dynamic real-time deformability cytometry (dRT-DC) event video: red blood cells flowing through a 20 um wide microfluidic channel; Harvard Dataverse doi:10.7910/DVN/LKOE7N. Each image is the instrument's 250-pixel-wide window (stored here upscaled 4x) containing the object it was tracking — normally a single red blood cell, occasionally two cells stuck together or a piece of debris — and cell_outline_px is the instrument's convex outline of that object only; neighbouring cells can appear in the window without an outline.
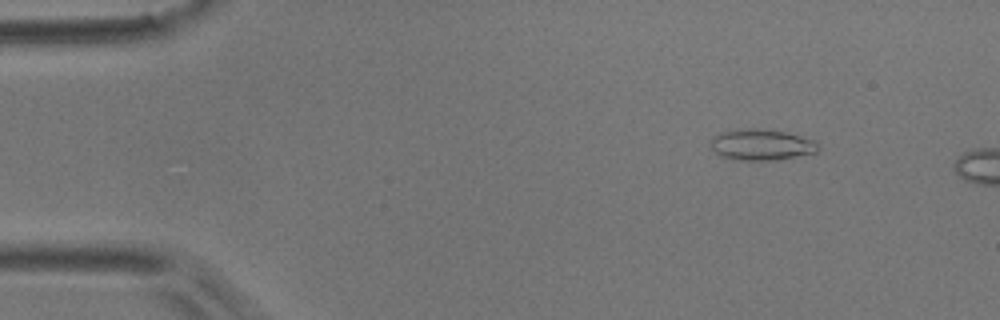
{"species": "common noctule bat (a hibernating species)", "species_latin": "Nyctalus noctula", "temperature_condition": "room temperature", "stored_images_in_passage": 5, "camera_frame_rate_fps": 3000, "um_per_image_px": 0.085, "animal": {"sex": "male", "body_mass_g": 17.9}, "frame": {"image": 1, "passage_image": 1, "time_ms": 0.0, "image_size_px": [1000, 320], "cell_outline_px": [[820, 148], [816, 152], [776, 160], [732, 160], [720, 156], [708, 144], [712, 136], [720, 132], [736, 128], [756, 128], [784, 132], [816, 140], [820, 144]], "centroid_in_image_um": [64.67, 12.29], "position_along_channel_um": 20.3, "area_um2": 19.83}}